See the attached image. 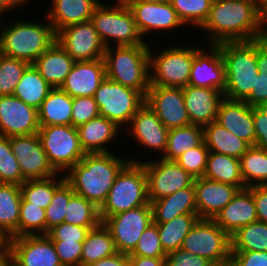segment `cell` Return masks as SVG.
Segmentation results:
<instances>
[{
	"label": "cell",
	"instance_id": "cell-58",
	"mask_svg": "<svg viewBox=\"0 0 267 266\" xmlns=\"http://www.w3.org/2000/svg\"><path fill=\"white\" fill-rule=\"evenodd\" d=\"M257 68L263 76H267V40L262 37L257 39Z\"/></svg>",
	"mask_w": 267,
	"mask_h": 266
},
{
	"label": "cell",
	"instance_id": "cell-38",
	"mask_svg": "<svg viewBox=\"0 0 267 266\" xmlns=\"http://www.w3.org/2000/svg\"><path fill=\"white\" fill-rule=\"evenodd\" d=\"M199 219L197 214H183L170 221L156 223L160 242L166 254L181 248L184 238Z\"/></svg>",
	"mask_w": 267,
	"mask_h": 266
},
{
	"label": "cell",
	"instance_id": "cell-2",
	"mask_svg": "<svg viewBox=\"0 0 267 266\" xmlns=\"http://www.w3.org/2000/svg\"><path fill=\"white\" fill-rule=\"evenodd\" d=\"M116 153H94L85 156L64 175L75 194L100 208L117 175L130 162Z\"/></svg>",
	"mask_w": 267,
	"mask_h": 266
},
{
	"label": "cell",
	"instance_id": "cell-67",
	"mask_svg": "<svg viewBox=\"0 0 267 266\" xmlns=\"http://www.w3.org/2000/svg\"><path fill=\"white\" fill-rule=\"evenodd\" d=\"M212 266H230L229 263H217V264H213Z\"/></svg>",
	"mask_w": 267,
	"mask_h": 266
},
{
	"label": "cell",
	"instance_id": "cell-34",
	"mask_svg": "<svg viewBox=\"0 0 267 266\" xmlns=\"http://www.w3.org/2000/svg\"><path fill=\"white\" fill-rule=\"evenodd\" d=\"M204 178L231 184L240 190L247 188L243 181L239 158L209 152Z\"/></svg>",
	"mask_w": 267,
	"mask_h": 266
},
{
	"label": "cell",
	"instance_id": "cell-46",
	"mask_svg": "<svg viewBox=\"0 0 267 266\" xmlns=\"http://www.w3.org/2000/svg\"><path fill=\"white\" fill-rule=\"evenodd\" d=\"M74 194L66 180L55 190L49 206L45 209L46 235L51 228L64 222L66 207Z\"/></svg>",
	"mask_w": 267,
	"mask_h": 266
},
{
	"label": "cell",
	"instance_id": "cell-1",
	"mask_svg": "<svg viewBox=\"0 0 267 266\" xmlns=\"http://www.w3.org/2000/svg\"><path fill=\"white\" fill-rule=\"evenodd\" d=\"M200 29L209 36V44L214 45L264 37L262 14L255 0H213L209 16Z\"/></svg>",
	"mask_w": 267,
	"mask_h": 266
},
{
	"label": "cell",
	"instance_id": "cell-3",
	"mask_svg": "<svg viewBox=\"0 0 267 266\" xmlns=\"http://www.w3.org/2000/svg\"><path fill=\"white\" fill-rule=\"evenodd\" d=\"M17 20L0 22V51L2 55L21 59L32 64L55 41L56 33L51 23ZM40 22V23H39ZM3 23V24H2Z\"/></svg>",
	"mask_w": 267,
	"mask_h": 266
},
{
	"label": "cell",
	"instance_id": "cell-21",
	"mask_svg": "<svg viewBox=\"0 0 267 266\" xmlns=\"http://www.w3.org/2000/svg\"><path fill=\"white\" fill-rule=\"evenodd\" d=\"M188 85L213 88L224 92L225 64L218 45L209 44L205 48L202 46L195 53Z\"/></svg>",
	"mask_w": 267,
	"mask_h": 266
},
{
	"label": "cell",
	"instance_id": "cell-9",
	"mask_svg": "<svg viewBox=\"0 0 267 266\" xmlns=\"http://www.w3.org/2000/svg\"><path fill=\"white\" fill-rule=\"evenodd\" d=\"M100 116L113 121L123 129L145 104V97L132 88L125 87L105 77L94 94Z\"/></svg>",
	"mask_w": 267,
	"mask_h": 266
},
{
	"label": "cell",
	"instance_id": "cell-32",
	"mask_svg": "<svg viewBox=\"0 0 267 266\" xmlns=\"http://www.w3.org/2000/svg\"><path fill=\"white\" fill-rule=\"evenodd\" d=\"M72 102L69 94L53 88L38 109L39 125H72Z\"/></svg>",
	"mask_w": 267,
	"mask_h": 266
},
{
	"label": "cell",
	"instance_id": "cell-7",
	"mask_svg": "<svg viewBox=\"0 0 267 266\" xmlns=\"http://www.w3.org/2000/svg\"><path fill=\"white\" fill-rule=\"evenodd\" d=\"M147 176L141 163L129 162L117 175L106 201L99 208L100 219L149 204Z\"/></svg>",
	"mask_w": 267,
	"mask_h": 266
},
{
	"label": "cell",
	"instance_id": "cell-50",
	"mask_svg": "<svg viewBox=\"0 0 267 266\" xmlns=\"http://www.w3.org/2000/svg\"><path fill=\"white\" fill-rule=\"evenodd\" d=\"M100 116L94 97H73L72 126L78 127Z\"/></svg>",
	"mask_w": 267,
	"mask_h": 266
},
{
	"label": "cell",
	"instance_id": "cell-24",
	"mask_svg": "<svg viewBox=\"0 0 267 266\" xmlns=\"http://www.w3.org/2000/svg\"><path fill=\"white\" fill-rule=\"evenodd\" d=\"M105 77L103 59L76 61L60 89L71 97H93Z\"/></svg>",
	"mask_w": 267,
	"mask_h": 266
},
{
	"label": "cell",
	"instance_id": "cell-20",
	"mask_svg": "<svg viewBox=\"0 0 267 266\" xmlns=\"http://www.w3.org/2000/svg\"><path fill=\"white\" fill-rule=\"evenodd\" d=\"M129 138L134 137L137 145L146 148L152 153L155 151L160 157L167 146L169 129L157 117V114L144 104L131 118L129 125L124 129ZM140 144V145H139Z\"/></svg>",
	"mask_w": 267,
	"mask_h": 266
},
{
	"label": "cell",
	"instance_id": "cell-35",
	"mask_svg": "<svg viewBox=\"0 0 267 266\" xmlns=\"http://www.w3.org/2000/svg\"><path fill=\"white\" fill-rule=\"evenodd\" d=\"M117 250L109 229L101 222L89 230L83 241L80 266L90 264L116 254Z\"/></svg>",
	"mask_w": 267,
	"mask_h": 266
},
{
	"label": "cell",
	"instance_id": "cell-56",
	"mask_svg": "<svg viewBox=\"0 0 267 266\" xmlns=\"http://www.w3.org/2000/svg\"><path fill=\"white\" fill-rule=\"evenodd\" d=\"M251 107L267 105V76L258 74L250 96L245 100Z\"/></svg>",
	"mask_w": 267,
	"mask_h": 266
},
{
	"label": "cell",
	"instance_id": "cell-48",
	"mask_svg": "<svg viewBox=\"0 0 267 266\" xmlns=\"http://www.w3.org/2000/svg\"><path fill=\"white\" fill-rule=\"evenodd\" d=\"M209 150L204 141L197 147L188 149L175 162L194 178L203 177L206 171Z\"/></svg>",
	"mask_w": 267,
	"mask_h": 266
},
{
	"label": "cell",
	"instance_id": "cell-47",
	"mask_svg": "<svg viewBox=\"0 0 267 266\" xmlns=\"http://www.w3.org/2000/svg\"><path fill=\"white\" fill-rule=\"evenodd\" d=\"M25 179L12 152L9 137L0 135V183L21 185Z\"/></svg>",
	"mask_w": 267,
	"mask_h": 266
},
{
	"label": "cell",
	"instance_id": "cell-19",
	"mask_svg": "<svg viewBox=\"0 0 267 266\" xmlns=\"http://www.w3.org/2000/svg\"><path fill=\"white\" fill-rule=\"evenodd\" d=\"M40 129L38 110L13 95L0 96V135H33Z\"/></svg>",
	"mask_w": 267,
	"mask_h": 266
},
{
	"label": "cell",
	"instance_id": "cell-59",
	"mask_svg": "<svg viewBox=\"0 0 267 266\" xmlns=\"http://www.w3.org/2000/svg\"><path fill=\"white\" fill-rule=\"evenodd\" d=\"M89 266H129V258L127 254L117 252L116 254L100 259Z\"/></svg>",
	"mask_w": 267,
	"mask_h": 266
},
{
	"label": "cell",
	"instance_id": "cell-43",
	"mask_svg": "<svg viewBox=\"0 0 267 266\" xmlns=\"http://www.w3.org/2000/svg\"><path fill=\"white\" fill-rule=\"evenodd\" d=\"M213 0H172V7L186 27L200 28L209 16Z\"/></svg>",
	"mask_w": 267,
	"mask_h": 266
},
{
	"label": "cell",
	"instance_id": "cell-39",
	"mask_svg": "<svg viewBox=\"0 0 267 266\" xmlns=\"http://www.w3.org/2000/svg\"><path fill=\"white\" fill-rule=\"evenodd\" d=\"M240 169L246 187L267 185V151L251 146L240 158Z\"/></svg>",
	"mask_w": 267,
	"mask_h": 266
},
{
	"label": "cell",
	"instance_id": "cell-60",
	"mask_svg": "<svg viewBox=\"0 0 267 266\" xmlns=\"http://www.w3.org/2000/svg\"><path fill=\"white\" fill-rule=\"evenodd\" d=\"M129 266H165V258L128 256Z\"/></svg>",
	"mask_w": 267,
	"mask_h": 266
},
{
	"label": "cell",
	"instance_id": "cell-36",
	"mask_svg": "<svg viewBox=\"0 0 267 266\" xmlns=\"http://www.w3.org/2000/svg\"><path fill=\"white\" fill-rule=\"evenodd\" d=\"M52 89L53 87L30 64L23 72L12 95L38 110Z\"/></svg>",
	"mask_w": 267,
	"mask_h": 266
},
{
	"label": "cell",
	"instance_id": "cell-22",
	"mask_svg": "<svg viewBox=\"0 0 267 266\" xmlns=\"http://www.w3.org/2000/svg\"><path fill=\"white\" fill-rule=\"evenodd\" d=\"M197 215L200 219H214L240 190L231 184L204 177L194 179Z\"/></svg>",
	"mask_w": 267,
	"mask_h": 266
},
{
	"label": "cell",
	"instance_id": "cell-41",
	"mask_svg": "<svg viewBox=\"0 0 267 266\" xmlns=\"http://www.w3.org/2000/svg\"><path fill=\"white\" fill-rule=\"evenodd\" d=\"M231 251H266L267 223L256 221L239 228L230 236Z\"/></svg>",
	"mask_w": 267,
	"mask_h": 266
},
{
	"label": "cell",
	"instance_id": "cell-53",
	"mask_svg": "<svg viewBox=\"0 0 267 266\" xmlns=\"http://www.w3.org/2000/svg\"><path fill=\"white\" fill-rule=\"evenodd\" d=\"M207 258L193 255L183 249L170 252L165 258V266H212Z\"/></svg>",
	"mask_w": 267,
	"mask_h": 266
},
{
	"label": "cell",
	"instance_id": "cell-42",
	"mask_svg": "<svg viewBox=\"0 0 267 266\" xmlns=\"http://www.w3.org/2000/svg\"><path fill=\"white\" fill-rule=\"evenodd\" d=\"M64 222L81 227H96L102 221L99 208L93 202L74 194L66 207Z\"/></svg>",
	"mask_w": 267,
	"mask_h": 266
},
{
	"label": "cell",
	"instance_id": "cell-30",
	"mask_svg": "<svg viewBox=\"0 0 267 266\" xmlns=\"http://www.w3.org/2000/svg\"><path fill=\"white\" fill-rule=\"evenodd\" d=\"M150 204L154 223H164L183 214H197L194 182Z\"/></svg>",
	"mask_w": 267,
	"mask_h": 266
},
{
	"label": "cell",
	"instance_id": "cell-49",
	"mask_svg": "<svg viewBox=\"0 0 267 266\" xmlns=\"http://www.w3.org/2000/svg\"><path fill=\"white\" fill-rule=\"evenodd\" d=\"M128 256L166 258L167 254L162 248L156 223L152 222L148 225L140 236L134 251Z\"/></svg>",
	"mask_w": 267,
	"mask_h": 266
},
{
	"label": "cell",
	"instance_id": "cell-10",
	"mask_svg": "<svg viewBox=\"0 0 267 266\" xmlns=\"http://www.w3.org/2000/svg\"><path fill=\"white\" fill-rule=\"evenodd\" d=\"M37 134L50 165L59 174H65L85 156L77 128L72 125L40 126Z\"/></svg>",
	"mask_w": 267,
	"mask_h": 266
},
{
	"label": "cell",
	"instance_id": "cell-16",
	"mask_svg": "<svg viewBox=\"0 0 267 266\" xmlns=\"http://www.w3.org/2000/svg\"><path fill=\"white\" fill-rule=\"evenodd\" d=\"M125 2L132 11L137 28L143 38L150 33L152 35L153 31H156V33L167 31L168 33L186 27L171 3H153L139 0H126Z\"/></svg>",
	"mask_w": 267,
	"mask_h": 266
},
{
	"label": "cell",
	"instance_id": "cell-54",
	"mask_svg": "<svg viewBox=\"0 0 267 266\" xmlns=\"http://www.w3.org/2000/svg\"><path fill=\"white\" fill-rule=\"evenodd\" d=\"M230 266H267L266 251H231Z\"/></svg>",
	"mask_w": 267,
	"mask_h": 266
},
{
	"label": "cell",
	"instance_id": "cell-14",
	"mask_svg": "<svg viewBox=\"0 0 267 266\" xmlns=\"http://www.w3.org/2000/svg\"><path fill=\"white\" fill-rule=\"evenodd\" d=\"M56 41L75 61L103 59L106 50L90 20L59 30Z\"/></svg>",
	"mask_w": 267,
	"mask_h": 266
},
{
	"label": "cell",
	"instance_id": "cell-13",
	"mask_svg": "<svg viewBox=\"0 0 267 266\" xmlns=\"http://www.w3.org/2000/svg\"><path fill=\"white\" fill-rule=\"evenodd\" d=\"M153 222L151 204L107 217L103 224L109 229L117 252L131 254L143 231Z\"/></svg>",
	"mask_w": 267,
	"mask_h": 266
},
{
	"label": "cell",
	"instance_id": "cell-28",
	"mask_svg": "<svg viewBox=\"0 0 267 266\" xmlns=\"http://www.w3.org/2000/svg\"><path fill=\"white\" fill-rule=\"evenodd\" d=\"M50 9L46 8V18L53 26L55 33L72 24L91 19L100 0H51Z\"/></svg>",
	"mask_w": 267,
	"mask_h": 266
},
{
	"label": "cell",
	"instance_id": "cell-11",
	"mask_svg": "<svg viewBox=\"0 0 267 266\" xmlns=\"http://www.w3.org/2000/svg\"><path fill=\"white\" fill-rule=\"evenodd\" d=\"M181 249L213 264L229 263L231 239L213 219H199L184 238Z\"/></svg>",
	"mask_w": 267,
	"mask_h": 266
},
{
	"label": "cell",
	"instance_id": "cell-61",
	"mask_svg": "<svg viewBox=\"0 0 267 266\" xmlns=\"http://www.w3.org/2000/svg\"><path fill=\"white\" fill-rule=\"evenodd\" d=\"M31 1L33 2V0H0V18L12 10H17L18 7L27 6V3Z\"/></svg>",
	"mask_w": 267,
	"mask_h": 266
},
{
	"label": "cell",
	"instance_id": "cell-51",
	"mask_svg": "<svg viewBox=\"0 0 267 266\" xmlns=\"http://www.w3.org/2000/svg\"><path fill=\"white\" fill-rule=\"evenodd\" d=\"M94 227H81L78 225L61 223L51 228L47 236L52 241H76L83 242L86 238L87 233Z\"/></svg>",
	"mask_w": 267,
	"mask_h": 266
},
{
	"label": "cell",
	"instance_id": "cell-64",
	"mask_svg": "<svg viewBox=\"0 0 267 266\" xmlns=\"http://www.w3.org/2000/svg\"><path fill=\"white\" fill-rule=\"evenodd\" d=\"M262 30L265 36L267 34V10L262 14Z\"/></svg>",
	"mask_w": 267,
	"mask_h": 266
},
{
	"label": "cell",
	"instance_id": "cell-31",
	"mask_svg": "<svg viewBox=\"0 0 267 266\" xmlns=\"http://www.w3.org/2000/svg\"><path fill=\"white\" fill-rule=\"evenodd\" d=\"M20 185L0 183V232L8 240L19 236Z\"/></svg>",
	"mask_w": 267,
	"mask_h": 266
},
{
	"label": "cell",
	"instance_id": "cell-27",
	"mask_svg": "<svg viewBox=\"0 0 267 266\" xmlns=\"http://www.w3.org/2000/svg\"><path fill=\"white\" fill-rule=\"evenodd\" d=\"M80 145L85 154L94 153H110L112 142L117 139L122 132V129L118 127L113 121L98 116L91 119L89 122L77 127ZM109 145L110 147H108Z\"/></svg>",
	"mask_w": 267,
	"mask_h": 266
},
{
	"label": "cell",
	"instance_id": "cell-29",
	"mask_svg": "<svg viewBox=\"0 0 267 266\" xmlns=\"http://www.w3.org/2000/svg\"><path fill=\"white\" fill-rule=\"evenodd\" d=\"M76 61L55 41L32 65L53 88H60Z\"/></svg>",
	"mask_w": 267,
	"mask_h": 266
},
{
	"label": "cell",
	"instance_id": "cell-5",
	"mask_svg": "<svg viewBox=\"0 0 267 266\" xmlns=\"http://www.w3.org/2000/svg\"><path fill=\"white\" fill-rule=\"evenodd\" d=\"M150 44L106 47L103 60L106 77L146 97L150 86Z\"/></svg>",
	"mask_w": 267,
	"mask_h": 266
},
{
	"label": "cell",
	"instance_id": "cell-4",
	"mask_svg": "<svg viewBox=\"0 0 267 266\" xmlns=\"http://www.w3.org/2000/svg\"><path fill=\"white\" fill-rule=\"evenodd\" d=\"M225 64L224 98L245 101L255 86L257 68V39L217 44Z\"/></svg>",
	"mask_w": 267,
	"mask_h": 266
},
{
	"label": "cell",
	"instance_id": "cell-12",
	"mask_svg": "<svg viewBox=\"0 0 267 266\" xmlns=\"http://www.w3.org/2000/svg\"><path fill=\"white\" fill-rule=\"evenodd\" d=\"M126 158H129L130 162L141 163L144 166L150 202L189 187L195 179L175 161L161 157H158V160L153 159V161L150 159L145 161L140 159V161L135 155Z\"/></svg>",
	"mask_w": 267,
	"mask_h": 266
},
{
	"label": "cell",
	"instance_id": "cell-37",
	"mask_svg": "<svg viewBox=\"0 0 267 266\" xmlns=\"http://www.w3.org/2000/svg\"><path fill=\"white\" fill-rule=\"evenodd\" d=\"M203 141V126L190 124L171 128L167 136V146L161 158L175 161L185 151L199 146Z\"/></svg>",
	"mask_w": 267,
	"mask_h": 266
},
{
	"label": "cell",
	"instance_id": "cell-18",
	"mask_svg": "<svg viewBox=\"0 0 267 266\" xmlns=\"http://www.w3.org/2000/svg\"><path fill=\"white\" fill-rule=\"evenodd\" d=\"M145 104L157 114L168 129L191 124L185 107L183 87L150 85Z\"/></svg>",
	"mask_w": 267,
	"mask_h": 266
},
{
	"label": "cell",
	"instance_id": "cell-52",
	"mask_svg": "<svg viewBox=\"0 0 267 266\" xmlns=\"http://www.w3.org/2000/svg\"><path fill=\"white\" fill-rule=\"evenodd\" d=\"M63 266H80L83 242L52 241Z\"/></svg>",
	"mask_w": 267,
	"mask_h": 266
},
{
	"label": "cell",
	"instance_id": "cell-6",
	"mask_svg": "<svg viewBox=\"0 0 267 266\" xmlns=\"http://www.w3.org/2000/svg\"><path fill=\"white\" fill-rule=\"evenodd\" d=\"M113 3L107 5L101 2L90 19L103 44L106 47L114 44L115 46L148 44V41L145 42L148 39L140 34L133 13L126 2Z\"/></svg>",
	"mask_w": 267,
	"mask_h": 266
},
{
	"label": "cell",
	"instance_id": "cell-26",
	"mask_svg": "<svg viewBox=\"0 0 267 266\" xmlns=\"http://www.w3.org/2000/svg\"><path fill=\"white\" fill-rule=\"evenodd\" d=\"M229 236L239 228L258 221L253 193L249 187L239 190L213 219Z\"/></svg>",
	"mask_w": 267,
	"mask_h": 266
},
{
	"label": "cell",
	"instance_id": "cell-65",
	"mask_svg": "<svg viewBox=\"0 0 267 266\" xmlns=\"http://www.w3.org/2000/svg\"><path fill=\"white\" fill-rule=\"evenodd\" d=\"M145 2H153V3H171L172 0H139Z\"/></svg>",
	"mask_w": 267,
	"mask_h": 266
},
{
	"label": "cell",
	"instance_id": "cell-17",
	"mask_svg": "<svg viewBox=\"0 0 267 266\" xmlns=\"http://www.w3.org/2000/svg\"><path fill=\"white\" fill-rule=\"evenodd\" d=\"M9 141L25 180L46 179L58 174L50 165L37 133L12 136Z\"/></svg>",
	"mask_w": 267,
	"mask_h": 266
},
{
	"label": "cell",
	"instance_id": "cell-62",
	"mask_svg": "<svg viewBox=\"0 0 267 266\" xmlns=\"http://www.w3.org/2000/svg\"><path fill=\"white\" fill-rule=\"evenodd\" d=\"M0 266H11L10 247L8 240L2 246H0Z\"/></svg>",
	"mask_w": 267,
	"mask_h": 266
},
{
	"label": "cell",
	"instance_id": "cell-33",
	"mask_svg": "<svg viewBox=\"0 0 267 266\" xmlns=\"http://www.w3.org/2000/svg\"><path fill=\"white\" fill-rule=\"evenodd\" d=\"M203 138L209 152L240 158L251 146L217 121L203 126Z\"/></svg>",
	"mask_w": 267,
	"mask_h": 266
},
{
	"label": "cell",
	"instance_id": "cell-55",
	"mask_svg": "<svg viewBox=\"0 0 267 266\" xmlns=\"http://www.w3.org/2000/svg\"><path fill=\"white\" fill-rule=\"evenodd\" d=\"M255 125V146L267 151V105L252 107Z\"/></svg>",
	"mask_w": 267,
	"mask_h": 266
},
{
	"label": "cell",
	"instance_id": "cell-44",
	"mask_svg": "<svg viewBox=\"0 0 267 266\" xmlns=\"http://www.w3.org/2000/svg\"><path fill=\"white\" fill-rule=\"evenodd\" d=\"M46 235L45 209L31 205L23 197L20 206L19 236Z\"/></svg>",
	"mask_w": 267,
	"mask_h": 266
},
{
	"label": "cell",
	"instance_id": "cell-8",
	"mask_svg": "<svg viewBox=\"0 0 267 266\" xmlns=\"http://www.w3.org/2000/svg\"><path fill=\"white\" fill-rule=\"evenodd\" d=\"M190 47L175 44L165 46L157 54L149 49L150 85L162 87H185L188 85L195 53L201 48L199 41ZM201 43V45H200ZM196 45V46H195ZM194 47V48H193ZM153 51V52H152Z\"/></svg>",
	"mask_w": 267,
	"mask_h": 266
},
{
	"label": "cell",
	"instance_id": "cell-40",
	"mask_svg": "<svg viewBox=\"0 0 267 266\" xmlns=\"http://www.w3.org/2000/svg\"><path fill=\"white\" fill-rule=\"evenodd\" d=\"M65 180V175L59 173L46 179L25 180L20 185L22 197L31 205L46 209L52 200L55 190Z\"/></svg>",
	"mask_w": 267,
	"mask_h": 266
},
{
	"label": "cell",
	"instance_id": "cell-15",
	"mask_svg": "<svg viewBox=\"0 0 267 266\" xmlns=\"http://www.w3.org/2000/svg\"><path fill=\"white\" fill-rule=\"evenodd\" d=\"M11 266H63L47 235H26L8 239Z\"/></svg>",
	"mask_w": 267,
	"mask_h": 266
},
{
	"label": "cell",
	"instance_id": "cell-25",
	"mask_svg": "<svg viewBox=\"0 0 267 266\" xmlns=\"http://www.w3.org/2000/svg\"><path fill=\"white\" fill-rule=\"evenodd\" d=\"M216 121L250 146H255L252 107L247 102L224 98L220 103Z\"/></svg>",
	"mask_w": 267,
	"mask_h": 266
},
{
	"label": "cell",
	"instance_id": "cell-45",
	"mask_svg": "<svg viewBox=\"0 0 267 266\" xmlns=\"http://www.w3.org/2000/svg\"><path fill=\"white\" fill-rule=\"evenodd\" d=\"M29 65L24 60L0 55V96L13 94L23 72Z\"/></svg>",
	"mask_w": 267,
	"mask_h": 266
},
{
	"label": "cell",
	"instance_id": "cell-23",
	"mask_svg": "<svg viewBox=\"0 0 267 266\" xmlns=\"http://www.w3.org/2000/svg\"><path fill=\"white\" fill-rule=\"evenodd\" d=\"M183 97L190 123L205 126L217 120L224 92L213 88L187 85L183 87Z\"/></svg>",
	"mask_w": 267,
	"mask_h": 266
},
{
	"label": "cell",
	"instance_id": "cell-63",
	"mask_svg": "<svg viewBox=\"0 0 267 266\" xmlns=\"http://www.w3.org/2000/svg\"><path fill=\"white\" fill-rule=\"evenodd\" d=\"M258 11L263 14L267 10V0H255Z\"/></svg>",
	"mask_w": 267,
	"mask_h": 266
},
{
	"label": "cell",
	"instance_id": "cell-57",
	"mask_svg": "<svg viewBox=\"0 0 267 266\" xmlns=\"http://www.w3.org/2000/svg\"><path fill=\"white\" fill-rule=\"evenodd\" d=\"M249 188L253 193L258 221L267 223V185Z\"/></svg>",
	"mask_w": 267,
	"mask_h": 266
},
{
	"label": "cell",
	"instance_id": "cell-66",
	"mask_svg": "<svg viewBox=\"0 0 267 266\" xmlns=\"http://www.w3.org/2000/svg\"><path fill=\"white\" fill-rule=\"evenodd\" d=\"M6 241H7V239L0 232V246H2Z\"/></svg>",
	"mask_w": 267,
	"mask_h": 266
}]
</instances>
